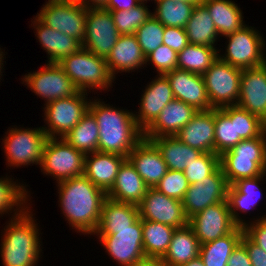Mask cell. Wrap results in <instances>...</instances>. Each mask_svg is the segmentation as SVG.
<instances>
[{
    "label": "cell",
    "mask_w": 266,
    "mask_h": 266,
    "mask_svg": "<svg viewBox=\"0 0 266 266\" xmlns=\"http://www.w3.org/2000/svg\"><path fill=\"white\" fill-rule=\"evenodd\" d=\"M58 183L61 210L69 225L84 234H94L107 193L85 175Z\"/></svg>",
    "instance_id": "6da1fadb"
},
{
    "label": "cell",
    "mask_w": 266,
    "mask_h": 266,
    "mask_svg": "<svg viewBox=\"0 0 266 266\" xmlns=\"http://www.w3.org/2000/svg\"><path fill=\"white\" fill-rule=\"evenodd\" d=\"M97 100H90L89 111L99 128L98 152L127 157L143 139V131L138 127L134 113Z\"/></svg>",
    "instance_id": "7a4b0ae2"
},
{
    "label": "cell",
    "mask_w": 266,
    "mask_h": 266,
    "mask_svg": "<svg viewBox=\"0 0 266 266\" xmlns=\"http://www.w3.org/2000/svg\"><path fill=\"white\" fill-rule=\"evenodd\" d=\"M28 210L16 209L4 228L0 251L4 266H35L40 258L39 230Z\"/></svg>",
    "instance_id": "3957f363"
},
{
    "label": "cell",
    "mask_w": 266,
    "mask_h": 266,
    "mask_svg": "<svg viewBox=\"0 0 266 266\" xmlns=\"http://www.w3.org/2000/svg\"><path fill=\"white\" fill-rule=\"evenodd\" d=\"M220 167L230 185L240 179L266 172V131L253 139L241 140L220 155Z\"/></svg>",
    "instance_id": "277c9868"
},
{
    "label": "cell",
    "mask_w": 266,
    "mask_h": 266,
    "mask_svg": "<svg viewBox=\"0 0 266 266\" xmlns=\"http://www.w3.org/2000/svg\"><path fill=\"white\" fill-rule=\"evenodd\" d=\"M75 87L87 93V89H108L114 81L105 58L94 55L81 47L75 53L64 57L58 63Z\"/></svg>",
    "instance_id": "5b68a950"
},
{
    "label": "cell",
    "mask_w": 266,
    "mask_h": 266,
    "mask_svg": "<svg viewBox=\"0 0 266 266\" xmlns=\"http://www.w3.org/2000/svg\"><path fill=\"white\" fill-rule=\"evenodd\" d=\"M241 75V68L232 66L219 57L202 75L213 109L238 104Z\"/></svg>",
    "instance_id": "8992f818"
},
{
    "label": "cell",
    "mask_w": 266,
    "mask_h": 266,
    "mask_svg": "<svg viewBox=\"0 0 266 266\" xmlns=\"http://www.w3.org/2000/svg\"><path fill=\"white\" fill-rule=\"evenodd\" d=\"M59 139L47 138L44 144L40 163L43 172L57 178L58 182L84 175L85 154L63 138Z\"/></svg>",
    "instance_id": "52a82bcc"
},
{
    "label": "cell",
    "mask_w": 266,
    "mask_h": 266,
    "mask_svg": "<svg viewBox=\"0 0 266 266\" xmlns=\"http://www.w3.org/2000/svg\"><path fill=\"white\" fill-rule=\"evenodd\" d=\"M87 93L78 91L67 98L56 99L49 102L44 108L45 121L49 125L43 127L48 138H63L75 127L82 117L88 112L90 102L86 98Z\"/></svg>",
    "instance_id": "ba28073f"
},
{
    "label": "cell",
    "mask_w": 266,
    "mask_h": 266,
    "mask_svg": "<svg viewBox=\"0 0 266 266\" xmlns=\"http://www.w3.org/2000/svg\"><path fill=\"white\" fill-rule=\"evenodd\" d=\"M228 40L225 56H218L232 66L247 69L266 63L264 55L265 41L254 28L243 26L241 29L225 36Z\"/></svg>",
    "instance_id": "9c48e42d"
},
{
    "label": "cell",
    "mask_w": 266,
    "mask_h": 266,
    "mask_svg": "<svg viewBox=\"0 0 266 266\" xmlns=\"http://www.w3.org/2000/svg\"><path fill=\"white\" fill-rule=\"evenodd\" d=\"M8 131L7 137L5 136L3 140L8 164L17 167L32 163L40 165L44 144L48 138L43 127L36 129L16 127Z\"/></svg>",
    "instance_id": "30bf717a"
},
{
    "label": "cell",
    "mask_w": 266,
    "mask_h": 266,
    "mask_svg": "<svg viewBox=\"0 0 266 266\" xmlns=\"http://www.w3.org/2000/svg\"><path fill=\"white\" fill-rule=\"evenodd\" d=\"M88 9L78 1L46 3L36 16L44 25L84 41Z\"/></svg>",
    "instance_id": "8fae6325"
},
{
    "label": "cell",
    "mask_w": 266,
    "mask_h": 266,
    "mask_svg": "<svg viewBox=\"0 0 266 266\" xmlns=\"http://www.w3.org/2000/svg\"><path fill=\"white\" fill-rule=\"evenodd\" d=\"M106 252L121 266H135L146 258L143 250L142 219L115 234H98Z\"/></svg>",
    "instance_id": "7c38bea8"
},
{
    "label": "cell",
    "mask_w": 266,
    "mask_h": 266,
    "mask_svg": "<svg viewBox=\"0 0 266 266\" xmlns=\"http://www.w3.org/2000/svg\"><path fill=\"white\" fill-rule=\"evenodd\" d=\"M119 36L110 11L104 8L88 9L83 48L106 59Z\"/></svg>",
    "instance_id": "4fadbf2b"
},
{
    "label": "cell",
    "mask_w": 266,
    "mask_h": 266,
    "mask_svg": "<svg viewBox=\"0 0 266 266\" xmlns=\"http://www.w3.org/2000/svg\"><path fill=\"white\" fill-rule=\"evenodd\" d=\"M22 80L31 91L45 98L46 104L71 97L79 91L58 63H48L38 72L25 75Z\"/></svg>",
    "instance_id": "5bb4252c"
},
{
    "label": "cell",
    "mask_w": 266,
    "mask_h": 266,
    "mask_svg": "<svg viewBox=\"0 0 266 266\" xmlns=\"http://www.w3.org/2000/svg\"><path fill=\"white\" fill-rule=\"evenodd\" d=\"M228 188L229 184L221 167L202 181L189 185L182 200L186 217L190 219L210 205L227 201Z\"/></svg>",
    "instance_id": "9a60e30c"
},
{
    "label": "cell",
    "mask_w": 266,
    "mask_h": 266,
    "mask_svg": "<svg viewBox=\"0 0 266 266\" xmlns=\"http://www.w3.org/2000/svg\"><path fill=\"white\" fill-rule=\"evenodd\" d=\"M200 245L231 233L234 223L227 201L208 206L188 220Z\"/></svg>",
    "instance_id": "2e32d148"
},
{
    "label": "cell",
    "mask_w": 266,
    "mask_h": 266,
    "mask_svg": "<svg viewBox=\"0 0 266 266\" xmlns=\"http://www.w3.org/2000/svg\"><path fill=\"white\" fill-rule=\"evenodd\" d=\"M142 220L155 221L174 228L188 225L182 201L170 198L156 188H148L143 200L138 204Z\"/></svg>",
    "instance_id": "e0dca14e"
},
{
    "label": "cell",
    "mask_w": 266,
    "mask_h": 266,
    "mask_svg": "<svg viewBox=\"0 0 266 266\" xmlns=\"http://www.w3.org/2000/svg\"><path fill=\"white\" fill-rule=\"evenodd\" d=\"M237 105L266 123V63L242 69Z\"/></svg>",
    "instance_id": "ac0fdd59"
},
{
    "label": "cell",
    "mask_w": 266,
    "mask_h": 266,
    "mask_svg": "<svg viewBox=\"0 0 266 266\" xmlns=\"http://www.w3.org/2000/svg\"><path fill=\"white\" fill-rule=\"evenodd\" d=\"M165 76L169 80L175 99L195 107L198 111L213 109L202 75L174 69Z\"/></svg>",
    "instance_id": "d6986e66"
},
{
    "label": "cell",
    "mask_w": 266,
    "mask_h": 266,
    "mask_svg": "<svg viewBox=\"0 0 266 266\" xmlns=\"http://www.w3.org/2000/svg\"><path fill=\"white\" fill-rule=\"evenodd\" d=\"M127 159L149 188H155L168 171L159 149L146 138L134 147Z\"/></svg>",
    "instance_id": "ffe728a7"
},
{
    "label": "cell",
    "mask_w": 266,
    "mask_h": 266,
    "mask_svg": "<svg viewBox=\"0 0 266 266\" xmlns=\"http://www.w3.org/2000/svg\"><path fill=\"white\" fill-rule=\"evenodd\" d=\"M197 112L195 107L174 98L143 132V138L151 140L161 136H175Z\"/></svg>",
    "instance_id": "44dd1931"
},
{
    "label": "cell",
    "mask_w": 266,
    "mask_h": 266,
    "mask_svg": "<svg viewBox=\"0 0 266 266\" xmlns=\"http://www.w3.org/2000/svg\"><path fill=\"white\" fill-rule=\"evenodd\" d=\"M146 87L140 102L138 114L134 118L138 127L144 132L157 118L161 110L174 99V95L165 75H157Z\"/></svg>",
    "instance_id": "7402d4cb"
},
{
    "label": "cell",
    "mask_w": 266,
    "mask_h": 266,
    "mask_svg": "<svg viewBox=\"0 0 266 266\" xmlns=\"http://www.w3.org/2000/svg\"><path fill=\"white\" fill-rule=\"evenodd\" d=\"M214 109L198 111L175 136L184 144L203 153H215Z\"/></svg>",
    "instance_id": "603a6c76"
},
{
    "label": "cell",
    "mask_w": 266,
    "mask_h": 266,
    "mask_svg": "<svg viewBox=\"0 0 266 266\" xmlns=\"http://www.w3.org/2000/svg\"><path fill=\"white\" fill-rule=\"evenodd\" d=\"M90 154L85 155L84 175L107 193L114 185L120 166L127 157L115 153Z\"/></svg>",
    "instance_id": "cb8c5ba5"
},
{
    "label": "cell",
    "mask_w": 266,
    "mask_h": 266,
    "mask_svg": "<svg viewBox=\"0 0 266 266\" xmlns=\"http://www.w3.org/2000/svg\"><path fill=\"white\" fill-rule=\"evenodd\" d=\"M109 72L115 79L116 73L138 69L146 64V56L134 34L120 35L117 43L105 59ZM118 71V72H117ZM116 72V73H115Z\"/></svg>",
    "instance_id": "d4e9b609"
},
{
    "label": "cell",
    "mask_w": 266,
    "mask_h": 266,
    "mask_svg": "<svg viewBox=\"0 0 266 266\" xmlns=\"http://www.w3.org/2000/svg\"><path fill=\"white\" fill-rule=\"evenodd\" d=\"M148 188L132 163L126 159L120 166L114 185L107 192V198L138 205Z\"/></svg>",
    "instance_id": "484cf974"
},
{
    "label": "cell",
    "mask_w": 266,
    "mask_h": 266,
    "mask_svg": "<svg viewBox=\"0 0 266 266\" xmlns=\"http://www.w3.org/2000/svg\"><path fill=\"white\" fill-rule=\"evenodd\" d=\"M265 175L266 172L255 178L240 179L229 186L227 202L231 217L238 227L243 228L247 223L243 222L242 218H239L240 216L236 211L247 212L257 205L262 196L261 188L258 184Z\"/></svg>",
    "instance_id": "4316f807"
},
{
    "label": "cell",
    "mask_w": 266,
    "mask_h": 266,
    "mask_svg": "<svg viewBox=\"0 0 266 266\" xmlns=\"http://www.w3.org/2000/svg\"><path fill=\"white\" fill-rule=\"evenodd\" d=\"M140 218L138 205L106 198L96 234H115V230L130 228Z\"/></svg>",
    "instance_id": "83f0119b"
},
{
    "label": "cell",
    "mask_w": 266,
    "mask_h": 266,
    "mask_svg": "<svg viewBox=\"0 0 266 266\" xmlns=\"http://www.w3.org/2000/svg\"><path fill=\"white\" fill-rule=\"evenodd\" d=\"M33 22L37 38L47 51L48 63H59L64 57L75 53L82 47L78 39L44 25L37 17Z\"/></svg>",
    "instance_id": "f1b7e54d"
},
{
    "label": "cell",
    "mask_w": 266,
    "mask_h": 266,
    "mask_svg": "<svg viewBox=\"0 0 266 266\" xmlns=\"http://www.w3.org/2000/svg\"><path fill=\"white\" fill-rule=\"evenodd\" d=\"M200 252V243L195 236L193 229L187 225L176 228L170 245L161 258L167 266H179L197 258Z\"/></svg>",
    "instance_id": "f546056e"
},
{
    "label": "cell",
    "mask_w": 266,
    "mask_h": 266,
    "mask_svg": "<svg viewBox=\"0 0 266 266\" xmlns=\"http://www.w3.org/2000/svg\"><path fill=\"white\" fill-rule=\"evenodd\" d=\"M151 141L159 149L168 169L184 171L203 152L184 144L176 136H161Z\"/></svg>",
    "instance_id": "4dcf8cb0"
},
{
    "label": "cell",
    "mask_w": 266,
    "mask_h": 266,
    "mask_svg": "<svg viewBox=\"0 0 266 266\" xmlns=\"http://www.w3.org/2000/svg\"><path fill=\"white\" fill-rule=\"evenodd\" d=\"M202 4L208 9L220 36L232 34L246 25L243 22L242 11L233 1L203 0Z\"/></svg>",
    "instance_id": "1f68e13d"
},
{
    "label": "cell",
    "mask_w": 266,
    "mask_h": 266,
    "mask_svg": "<svg viewBox=\"0 0 266 266\" xmlns=\"http://www.w3.org/2000/svg\"><path fill=\"white\" fill-rule=\"evenodd\" d=\"M184 29L190 44L214 47L219 36L208 9L202 3L195 5Z\"/></svg>",
    "instance_id": "d6a6232c"
},
{
    "label": "cell",
    "mask_w": 266,
    "mask_h": 266,
    "mask_svg": "<svg viewBox=\"0 0 266 266\" xmlns=\"http://www.w3.org/2000/svg\"><path fill=\"white\" fill-rule=\"evenodd\" d=\"M244 229L236 227L231 233L200 245L199 256L205 266H227L231 253L241 242Z\"/></svg>",
    "instance_id": "836d02e7"
},
{
    "label": "cell",
    "mask_w": 266,
    "mask_h": 266,
    "mask_svg": "<svg viewBox=\"0 0 266 266\" xmlns=\"http://www.w3.org/2000/svg\"><path fill=\"white\" fill-rule=\"evenodd\" d=\"M63 139L85 155L98 152L99 128L93 114L88 110Z\"/></svg>",
    "instance_id": "e575fe53"
},
{
    "label": "cell",
    "mask_w": 266,
    "mask_h": 266,
    "mask_svg": "<svg viewBox=\"0 0 266 266\" xmlns=\"http://www.w3.org/2000/svg\"><path fill=\"white\" fill-rule=\"evenodd\" d=\"M176 228L155 221L142 220L143 250L146 258H162Z\"/></svg>",
    "instance_id": "d590c367"
},
{
    "label": "cell",
    "mask_w": 266,
    "mask_h": 266,
    "mask_svg": "<svg viewBox=\"0 0 266 266\" xmlns=\"http://www.w3.org/2000/svg\"><path fill=\"white\" fill-rule=\"evenodd\" d=\"M215 47L188 44L178 53L177 69L203 75L219 56Z\"/></svg>",
    "instance_id": "8d00e7d4"
},
{
    "label": "cell",
    "mask_w": 266,
    "mask_h": 266,
    "mask_svg": "<svg viewBox=\"0 0 266 266\" xmlns=\"http://www.w3.org/2000/svg\"><path fill=\"white\" fill-rule=\"evenodd\" d=\"M157 3L152 15L164 26L184 28L196 4L183 1L155 0Z\"/></svg>",
    "instance_id": "74e56055"
},
{
    "label": "cell",
    "mask_w": 266,
    "mask_h": 266,
    "mask_svg": "<svg viewBox=\"0 0 266 266\" xmlns=\"http://www.w3.org/2000/svg\"><path fill=\"white\" fill-rule=\"evenodd\" d=\"M229 119H236L237 137L241 140L253 139L266 131V123L256 115L238 105L219 108Z\"/></svg>",
    "instance_id": "f35d334b"
},
{
    "label": "cell",
    "mask_w": 266,
    "mask_h": 266,
    "mask_svg": "<svg viewBox=\"0 0 266 266\" xmlns=\"http://www.w3.org/2000/svg\"><path fill=\"white\" fill-rule=\"evenodd\" d=\"M215 154L219 156L241 141L237 137L236 119H229L220 109H214Z\"/></svg>",
    "instance_id": "ab89813d"
},
{
    "label": "cell",
    "mask_w": 266,
    "mask_h": 266,
    "mask_svg": "<svg viewBox=\"0 0 266 266\" xmlns=\"http://www.w3.org/2000/svg\"><path fill=\"white\" fill-rule=\"evenodd\" d=\"M110 12L114 19L115 27L120 35L135 34L141 25L152 16V13L143 3H140L130 10Z\"/></svg>",
    "instance_id": "60d3db41"
},
{
    "label": "cell",
    "mask_w": 266,
    "mask_h": 266,
    "mask_svg": "<svg viewBox=\"0 0 266 266\" xmlns=\"http://www.w3.org/2000/svg\"><path fill=\"white\" fill-rule=\"evenodd\" d=\"M165 27L152 15L135 32L138 44L145 56L163 44Z\"/></svg>",
    "instance_id": "b9f144b4"
},
{
    "label": "cell",
    "mask_w": 266,
    "mask_h": 266,
    "mask_svg": "<svg viewBox=\"0 0 266 266\" xmlns=\"http://www.w3.org/2000/svg\"><path fill=\"white\" fill-rule=\"evenodd\" d=\"M12 179L0 178V214L8 213L9 210L15 208L17 209H26L27 206L23 204L27 201L28 191H26L25 187L20 184H16V182L11 181ZM26 192V193H25ZM27 196V197H26ZM24 202V203H23ZM23 207H22V206ZM19 206V207H18ZM25 207V208H24Z\"/></svg>",
    "instance_id": "7bdbcfd3"
},
{
    "label": "cell",
    "mask_w": 266,
    "mask_h": 266,
    "mask_svg": "<svg viewBox=\"0 0 266 266\" xmlns=\"http://www.w3.org/2000/svg\"><path fill=\"white\" fill-rule=\"evenodd\" d=\"M220 167V156L213 152L202 153L183 171L189 184L202 181Z\"/></svg>",
    "instance_id": "ee69618b"
},
{
    "label": "cell",
    "mask_w": 266,
    "mask_h": 266,
    "mask_svg": "<svg viewBox=\"0 0 266 266\" xmlns=\"http://www.w3.org/2000/svg\"><path fill=\"white\" fill-rule=\"evenodd\" d=\"M189 185L188 179L184 176L183 171L168 169L165 176L155 188L170 198L182 201Z\"/></svg>",
    "instance_id": "f6af8a7d"
},
{
    "label": "cell",
    "mask_w": 266,
    "mask_h": 266,
    "mask_svg": "<svg viewBox=\"0 0 266 266\" xmlns=\"http://www.w3.org/2000/svg\"><path fill=\"white\" fill-rule=\"evenodd\" d=\"M178 53L167 45H160L156 50L146 56L147 62L153 63L159 75H165L177 69Z\"/></svg>",
    "instance_id": "bcb514c9"
},
{
    "label": "cell",
    "mask_w": 266,
    "mask_h": 266,
    "mask_svg": "<svg viewBox=\"0 0 266 266\" xmlns=\"http://www.w3.org/2000/svg\"><path fill=\"white\" fill-rule=\"evenodd\" d=\"M163 44L179 53L188 44L187 34L184 28L166 26L164 31Z\"/></svg>",
    "instance_id": "7dc6e473"
},
{
    "label": "cell",
    "mask_w": 266,
    "mask_h": 266,
    "mask_svg": "<svg viewBox=\"0 0 266 266\" xmlns=\"http://www.w3.org/2000/svg\"><path fill=\"white\" fill-rule=\"evenodd\" d=\"M249 225L246 224L243 227L244 234L266 252V216H262Z\"/></svg>",
    "instance_id": "c3c4849f"
},
{
    "label": "cell",
    "mask_w": 266,
    "mask_h": 266,
    "mask_svg": "<svg viewBox=\"0 0 266 266\" xmlns=\"http://www.w3.org/2000/svg\"><path fill=\"white\" fill-rule=\"evenodd\" d=\"M241 243L246 247L252 266H266V252L243 234Z\"/></svg>",
    "instance_id": "681fc988"
},
{
    "label": "cell",
    "mask_w": 266,
    "mask_h": 266,
    "mask_svg": "<svg viewBox=\"0 0 266 266\" xmlns=\"http://www.w3.org/2000/svg\"><path fill=\"white\" fill-rule=\"evenodd\" d=\"M227 266H252L246 247L241 242L231 253Z\"/></svg>",
    "instance_id": "f907efd6"
},
{
    "label": "cell",
    "mask_w": 266,
    "mask_h": 266,
    "mask_svg": "<svg viewBox=\"0 0 266 266\" xmlns=\"http://www.w3.org/2000/svg\"><path fill=\"white\" fill-rule=\"evenodd\" d=\"M139 4L138 0H108L104 9L108 11L130 10Z\"/></svg>",
    "instance_id": "816d5d0a"
},
{
    "label": "cell",
    "mask_w": 266,
    "mask_h": 266,
    "mask_svg": "<svg viewBox=\"0 0 266 266\" xmlns=\"http://www.w3.org/2000/svg\"><path fill=\"white\" fill-rule=\"evenodd\" d=\"M81 3L85 8H104L108 2V0H77Z\"/></svg>",
    "instance_id": "f5cc1de1"
},
{
    "label": "cell",
    "mask_w": 266,
    "mask_h": 266,
    "mask_svg": "<svg viewBox=\"0 0 266 266\" xmlns=\"http://www.w3.org/2000/svg\"><path fill=\"white\" fill-rule=\"evenodd\" d=\"M135 266H167L161 258H145Z\"/></svg>",
    "instance_id": "db71d44e"
},
{
    "label": "cell",
    "mask_w": 266,
    "mask_h": 266,
    "mask_svg": "<svg viewBox=\"0 0 266 266\" xmlns=\"http://www.w3.org/2000/svg\"><path fill=\"white\" fill-rule=\"evenodd\" d=\"M179 266H205L200 256L190 260L189 262L180 264Z\"/></svg>",
    "instance_id": "11a10c76"
},
{
    "label": "cell",
    "mask_w": 266,
    "mask_h": 266,
    "mask_svg": "<svg viewBox=\"0 0 266 266\" xmlns=\"http://www.w3.org/2000/svg\"><path fill=\"white\" fill-rule=\"evenodd\" d=\"M172 1H183V2H187V3H190V4H201L203 0H172Z\"/></svg>",
    "instance_id": "9f6ffc18"
},
{
    "label": "cell",
    "mask_w": 266,
    "mask_h": 266,
    "mask_svg": "<svg viewBox=\"0 0 266 266\" xmlns=\"http://www.w3.org/2000/svg\"><path fill=\"white\" fill-rule=\"evenodd\" d=\"M77 0H48V3H60V2H71Z\"/></svg>",
    "instance_id": "6f0895ef"
},
{
    "label": "cell",
    "mask_w": 266,
    "mask_h": 266,
    "mask_svg": "<svg viewBox=\"0 0 266 266\" xmlns=\"http://www.w3.org/2000/svg\"><path fill=\"white\" fill-rule=\"evenodd\" d=\"M0 49H1V48H0ZM2 54H3V51L0 50V74L2 73V72H1V70H2L1 68H3V66H2L3 63H2V62H4V61H3L4 57H3Z\"/></svg>",
    "instance_id": "680465c9"
},
{
    "label": "cell",
    "mask_w": 266,
    "mask_h": 266,
    "mask_svg": "<svg viewBox=\"0 0 266 266\" xmlns=\"http://www.w3.org/2000/svg\"><path fill=\"white\" fill-rule=\"evenodd\" d=\"M139 1V3H143L144 4V1H146L147 2V0H138ZM155 1V0H154Z\"/></svg>",
    "instance_id": "91938a15"
}]
</instances>
